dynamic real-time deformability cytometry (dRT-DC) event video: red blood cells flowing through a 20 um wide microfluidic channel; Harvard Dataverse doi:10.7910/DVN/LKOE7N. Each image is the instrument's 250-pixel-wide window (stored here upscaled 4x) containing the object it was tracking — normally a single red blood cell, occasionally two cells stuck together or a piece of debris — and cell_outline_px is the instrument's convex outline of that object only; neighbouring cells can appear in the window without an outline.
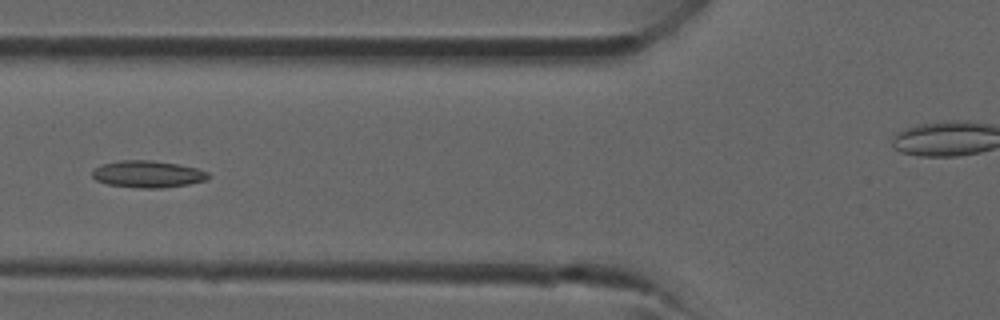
{"species": "common noctule bat (a hibernating species)", "species_latin": "Nyctalus noctula", "temperature_condition": "room temperature", "stored_images_in_passage": 34, "camera_frame_rate_fps": 3000, "um_per_image_px": 0.085, "animal": {"sex": "male", "forearm_length_mm": 52.5}, "frame": {"image": 1, "passage_image": 10, "time_ms": 3.0, "image_size_px": [1000, 320], "cell_outline_px": [[208, 180], [188, 184], [160, 188], [140, 188], [108, 184], [96, 180], [92, 176], [92, 172], [100, 164], [120, 160], [152, 160], [180, 164], [196, 168], [208, 172]], "centroid_in_image_um": [12.56, 14.79], "position_along_channel_um": 113.2, "area_um2": 18.21}}
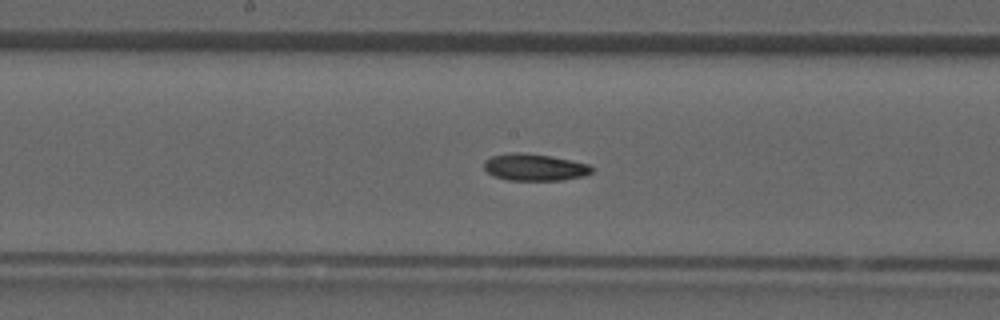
{"frame": {"image": 2, "passage_image": 15, "time_ms": 4.667, "image_size_px": [1000, 320], "cell_outline_px": [[596, 168], [592, 172], [584, 176], [564, 180], [508, 180], [496, 176], [488, 172], [484, 168], [484, 160], [492, 156], [512, 152], [520, 152], [552, 156], [588, 164]], "centroid_in_image_um": [45.47, 14.21], "position_along_channel_um": 202.7, "area_um2": 16.94}}